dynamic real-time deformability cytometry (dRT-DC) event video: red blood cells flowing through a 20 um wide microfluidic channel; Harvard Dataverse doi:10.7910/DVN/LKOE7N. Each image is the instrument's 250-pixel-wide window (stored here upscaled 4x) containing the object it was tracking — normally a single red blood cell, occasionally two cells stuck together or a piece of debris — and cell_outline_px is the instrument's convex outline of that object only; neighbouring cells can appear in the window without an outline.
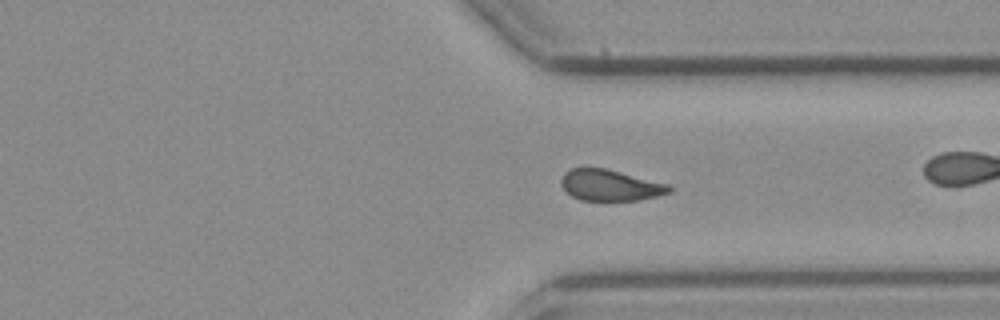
{"species": "common noctule bat (a hibernating species)", "species_latin": "Nyctalus noctula", "temperature_condition": "cold", "stored_images_in_passage": 54, "camera_frame_rate_fps": 3000, "um_per_image_px": 0.085, "animal": {"sex": "female", "body_mass_g": 21.9}, "frame": {"image": 1, "passage_image": 39, "time_ms": 12.667, "image_size_px": [1000, 320], "cell_outline_px": [[672, 192], [640, 200], [580, 200], [572, 196], [560, 184], [560, 180], [564, 172], [568, 168], [604, 168], [668, 184], [672, 188]], "centroid_in_image_um": [51.84, 15.74], "position_along_channel_um": 359.6, "area_um2": 19.48}}
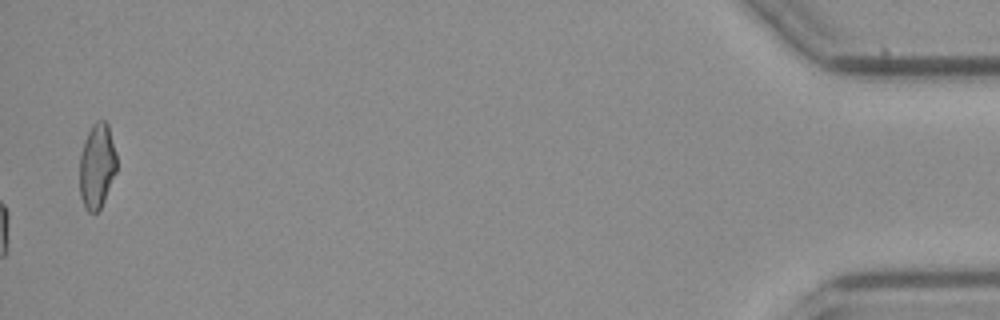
{"frame": {"image": 2, "passage_image": 54, "time_ms": 17.667, "image_size_px": [1000, 320], "cell_outline_px": [[116, 172], [104, 200], [100, 208], [96, 212], [88, 212], [80, 196], [80, 152], [84, 140], [92, 124], [96, 120], [104, 120], [108, 124], [116, 152]], "centroid_in_image_um": [8.24, 14.07], "position_along_channel_um": 427.0, "area_um2": 18.32}, "authors_computed_cell_mechanics": {"area_um2": 20.4901, "velocity_mm_per_s": 3.8419, "shape_relaxation_time_tau1_ms": null, "shape_relaxation_time_tau2_ms": 5.7865, "deformation_change_tau1": null, "deformation_change_tau2": 0.1021}}